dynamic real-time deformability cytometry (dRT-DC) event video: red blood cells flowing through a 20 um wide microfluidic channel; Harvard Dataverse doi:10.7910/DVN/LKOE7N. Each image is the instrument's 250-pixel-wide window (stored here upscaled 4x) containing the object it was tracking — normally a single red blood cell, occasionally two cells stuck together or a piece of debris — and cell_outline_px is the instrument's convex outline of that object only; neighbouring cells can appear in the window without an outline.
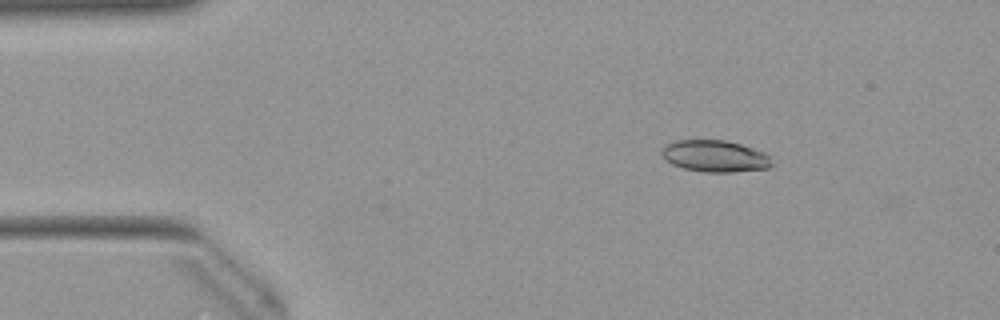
{"species": "Egyptian fruit bat (a non-hibernating species)", "species_latin": "Rousettus aegyptiacus", "temperature_condition": "warm", "stored_images_in_passage": 51, "camera_frame_rate_fps": 3000, "um_per_image_px": 0.085, "animal": {"sex": "female"}, "frame": {"image": 1, "passage_image": 8, "time_ms": 2.333, "image_size_px": [1000, 320], "cell_outline_px": [[772, 164], [768, 168], [732, 172], [704, 172], [684, 168], [672, 164], [664, 160], [660, 152], [668, 144], [676, 140], [728, 140], [764, 152], [772, 156]], "centroid_in_image_um": [60.78, 13.27], "position_along_channel_um": 24.2, "area_um2": 20.4}}
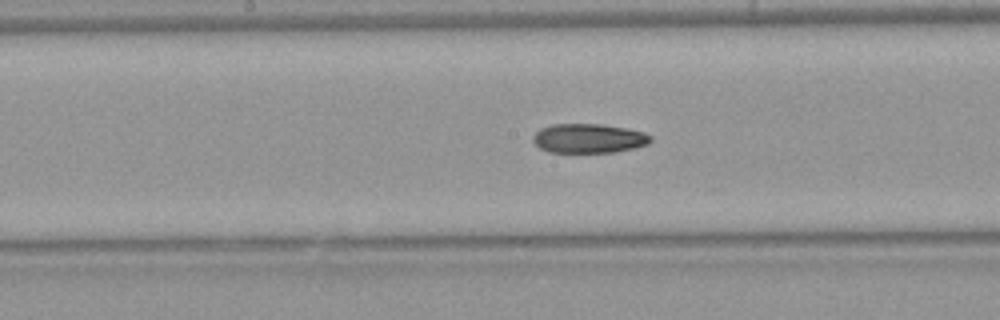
{"frame": {"image": 2, "passage_image": 26, "time_ms": 8.333, "image_size_px": [1000, 320], "cell_outline_px": [[652, 140], [648, 144], [636, 148], [616, 152], [548, 152], [540, 148], [532, 140], [532, 136], [540, 128], [552, 124], [600, 124], [624, 128], [644, 132], [652, 136]], "centroid_in_image_um": [50.04, 11.76], "position_along_channel_um": 198.2, "area_um2": 20.17}}
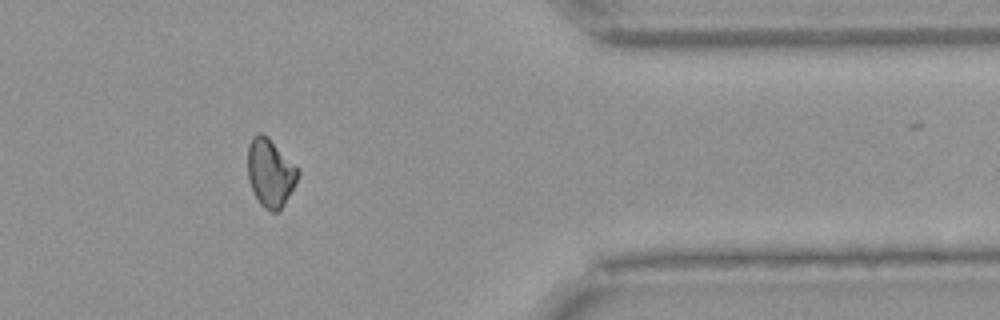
{"frame": {"image": 3, "passage_image": 42, "time_ms": 13.667, "image_size_px": [1000, 320], "cell_outline_px": [[300, 172], [284, 204], [276, 212], [272, 212], [264, 208], [260, 204], [248, 180], [248, 144], [252, 136], [256, 132], [260, 132], [268, 136], [296, 164]], "centroid_in_image_um": [22.96, 14.63], "position_along_channel_um": 388.4, "area_um2": 19.94}}